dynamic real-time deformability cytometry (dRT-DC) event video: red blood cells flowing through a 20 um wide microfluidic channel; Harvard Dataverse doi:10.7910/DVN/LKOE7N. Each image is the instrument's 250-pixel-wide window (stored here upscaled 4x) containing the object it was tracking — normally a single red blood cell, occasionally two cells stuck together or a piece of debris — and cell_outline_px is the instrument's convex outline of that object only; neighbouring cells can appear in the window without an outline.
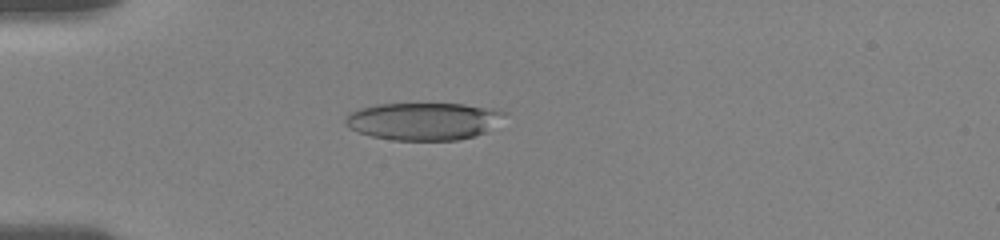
{"species": "human", "species_latin": "Homo sapiens", "temperature_condition": "room temperature", "stored_images_in_passage": 50, "camera_frame_rate_fps": 3000, "um_per_image_px": 0.085, "donor": {"sex": "female"}, "frame": {"image": 1, "passage_image": 14, "time_ms": 5.0, "image_size_px": [1000, 240], "cell_outline_px": [[508, 112], [484, 132], [472, 136], [456, 140], [392, 140], [372, 136], [360, 132], [344, 124], [344, 120], [348, 112], [360, 108], [376, 104], [464, 104], [492, 108]], "centroid_in_image_um": [35.94, 10.29], "position_along_channel_um": 49.1, "area_um2": 34.39}}
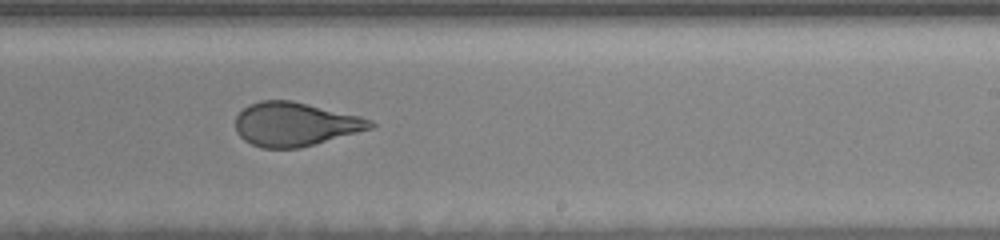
{"frame": {"image": 2, "passage_image": 32, "time_ms": 11.333, "image_size_px": [1000, 240], "cell_outline_px": [[376, 124], [372, 128], [300, 148], [260, 148], [244, 140], [236, 132], [236, 116], [248, 104], [260, 100], [292, 100], [360, 116], [372, 120]], "centroid_in_image_um": [25.06, 10.55], "position_along_channel_um": 263.9, "area_um2": 34.39}}
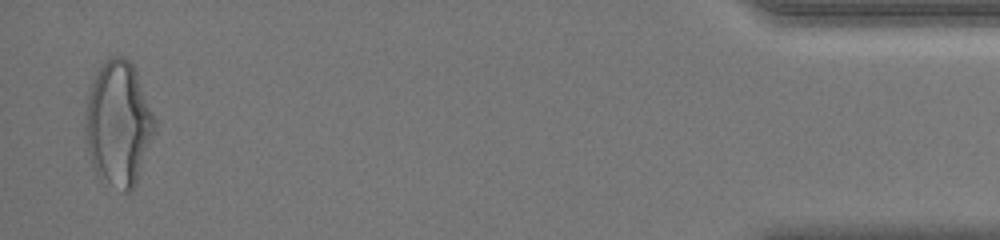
{"frame": {"image": 3, "passage_image": 50, "time_ms": 17.667, "image_size_px": [1000, 240], "cell_outline_px": [[156, 132], [136, 184], [132, 192], [124, 192], [96, 172], [92, 164], [84, 132], [84, 120], [88, 96], [92, 84], [104, 60], [108, 56], [124, 56], [132, 64], [136, 72], [156, 120]], "centroid_in_image_um": [10.09, 10.5], "position_along_channel_um": 425.1, "area_um2": 50.17}, "authors_computed_cell_mechanics": {"area_um2": 35.9227, "velocity_mm_per_s": 3.7083, "shape_relaxation_time_tau1_ms": 4.9743, "shape_relaxation_time_tau2_ms": 1.0344, "deformation_change_tau1": 0.1763, "deformation_change_tau2": 0.0749}}